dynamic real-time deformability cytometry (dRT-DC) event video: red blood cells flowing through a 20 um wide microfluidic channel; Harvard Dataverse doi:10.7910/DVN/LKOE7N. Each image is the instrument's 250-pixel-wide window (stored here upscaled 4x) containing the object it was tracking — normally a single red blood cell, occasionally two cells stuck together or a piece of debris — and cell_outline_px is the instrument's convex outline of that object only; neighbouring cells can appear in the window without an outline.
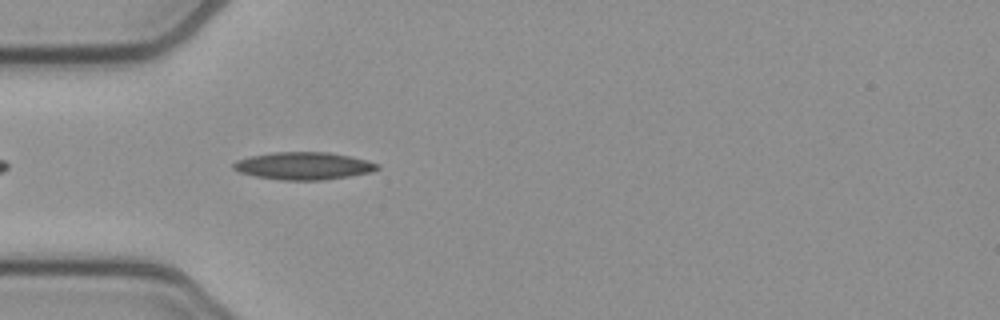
{"species": "common noctule bat (a hibernating species)", "species_latin": "Nyctalus noctula", "temperature_condition": "cold", "stored_images_in_passage": 39, "camera_frame_rate_fps": 3000, "um_per_image_px": 0.085, "animal": {"sex": "female", "body_mass_g": 21.9}, "frame": {"image": 1, "passage_image": 2, "time_ms": 0.333, "image_size_px": [1000, 320], "cell_outline_px": [[380, 168], [372, 172], [324, 180], [280, 180], [256, 176], [240, 172], [232, 168], [232, 164], [236, 160], [248, 156], [272, 152], [328, 152], [348, 156], [364, 160], [376, 164]], "centroid_in_image_um": [25.74, 14.1], "position_along_channel_um": 59.3, "area_um2": 22.95}}
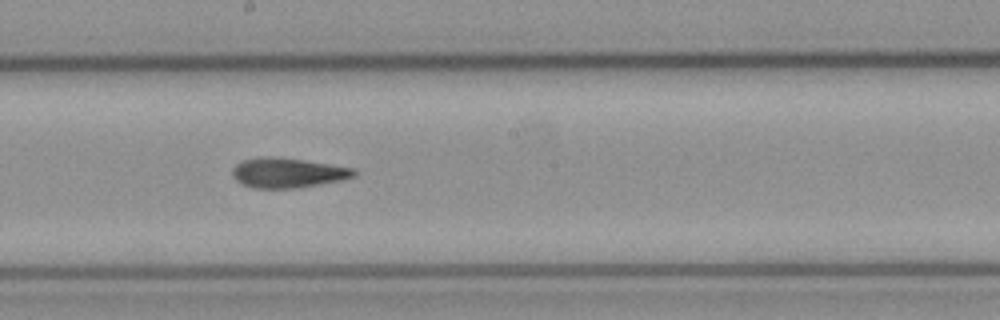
{"frame": {"image": 2, "passage_image": 15, "time_ms": 4.667, "image_size_px": [1000, 320], "cell_outline_px": [[356, 176], [344, 180], [296, 188], [252, 188], [240, 184], [232, 176], [232, 168], [236, 164], [244, 160], [260, 156], [268, 156], [300, 160], [356, 168]], "centroid_in_image_um": [24.44, 14.7], "position_along_channel_um": 223.8, "area_um2": 21.21}}
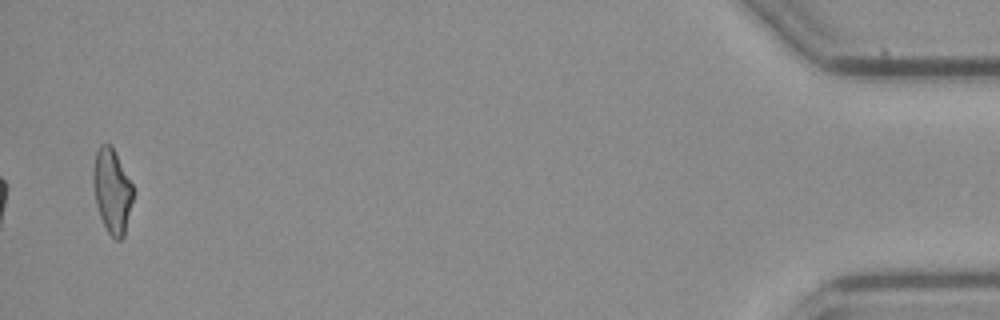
{"frame": {"image": 3, "passage_image": 38, "time_ms": 12.333, "image_size_px": [1000, 320], "cell_outline_px": [[132, 200], [124, 236], [120, 240], [116, 240], [108, 232], [100, 216], [96, 204], [92, 180], [92, 168], [96, 152], [100, 144], [112, 144], [132, 184]], "centroid_in_image_um": [9.5, 16.19], "position_along_channel_um": 425.7, "area_um2": 19.54}, "authors_computed_cell_mechanics": {"area_um2": 20.7502, "velocity_mm_per_s": 3.8422, "shape_relaxation_time_tau1_ms": null, "shape_relaxation_time_tau2_ms": 1.7167, "deformation_change_tau1": null, "deformation_change_tau2": 0.0903}}